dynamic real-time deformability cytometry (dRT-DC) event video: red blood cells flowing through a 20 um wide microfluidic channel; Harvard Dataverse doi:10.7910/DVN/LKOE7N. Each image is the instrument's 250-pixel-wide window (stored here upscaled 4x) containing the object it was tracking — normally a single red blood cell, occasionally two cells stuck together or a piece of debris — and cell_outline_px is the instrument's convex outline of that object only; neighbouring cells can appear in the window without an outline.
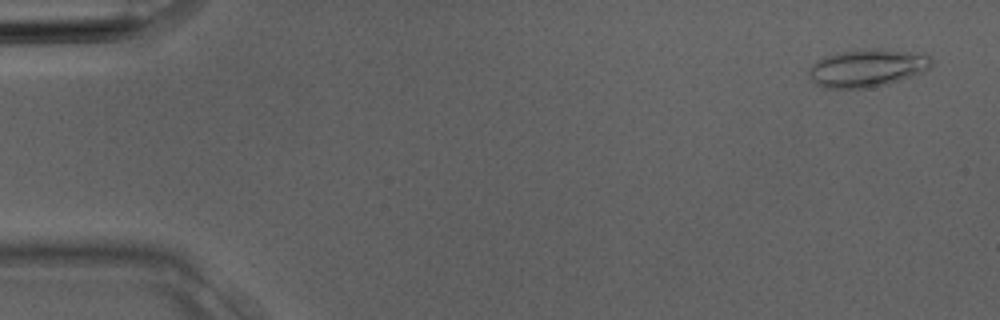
{"species": "Egyptian fruit bat (a non-hibernating species)", "species_latin": "Rousettus aegyptiacus", "temperature_condition": "room temperature", "stored_images_in_passage": 3, "camera_frame_rate_fps": 3000, "um_per_image_px": 0.085, "animal": {"sex": "male"}, "frame": {"image": 1, "passage_image": 1, "time_ms": 0.0, "image_size_px": [1000, 320], "cell_outline_px": [[932, 64], [928, 68], [920, 72], [888, 84], [864, 88], [824, 88], [816, 84], [808, 76], [808, 68], [816, 60], [824, 56], [844, 52], [872, 48], [924, 52], [932, 60]], "centroid_in_image_um": [73.69, 5.77], "position_along_channel_um": 11.3, "area_um2": 26.93}}